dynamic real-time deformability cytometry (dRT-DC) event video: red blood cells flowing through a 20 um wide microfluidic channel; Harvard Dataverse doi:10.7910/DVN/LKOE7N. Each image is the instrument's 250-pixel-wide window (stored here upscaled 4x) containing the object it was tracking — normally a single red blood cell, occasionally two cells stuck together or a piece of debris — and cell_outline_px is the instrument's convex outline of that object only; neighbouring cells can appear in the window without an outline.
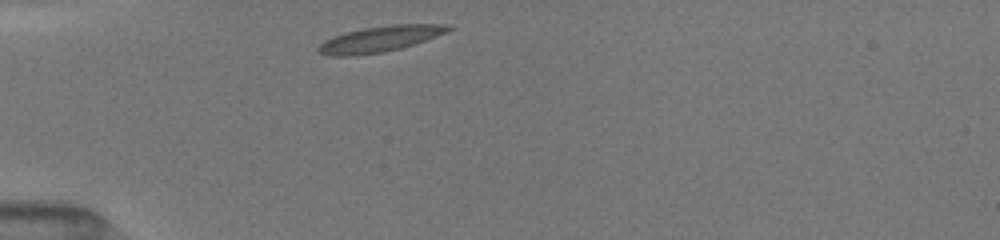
{"species": "common noctule bat (a hibernating species)", "species_latin": "Nyctalus noctula", "temperature_condition": "room temperature", "stored_images_in_passage": 45, "camera_frame_rate_fps": 3000, "um_per_image_px": 0.085, "animal": {"sex": "female", "body_mass_g": 19.5, "forearm_length_mm": 54.1}, "frame": {"image": 1, "passage_image": 1, "time_ms": 0.0, "image_size_px": [1000, 240], "cell_outline_px": [[452, 28], [436, 36], [400, 48], [384, 52], [356, 56], [328, 56], [320, 52], [316, 48], [324, 40], [332, 36], [344, 32], [364, 28], [392, 24], [440, 24]], "centroid_in_image_um": [32.18, 3.32], "position_along_channel_um": 52.8, "area_um2": 19.36}}
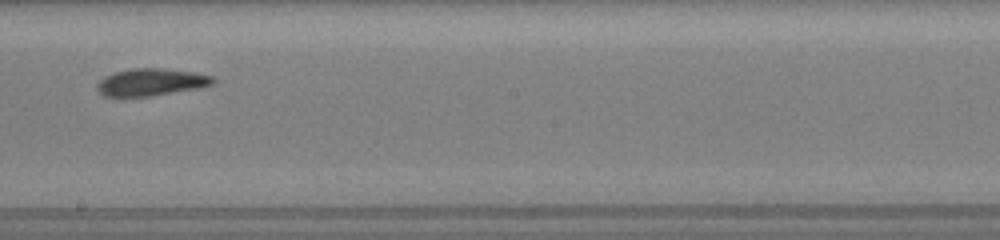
{"frame": {"image": 2, "passage_image": 16, "time_ms": 5.0, "image_size_px": [1000, 240], "cell_outline_px": [[216, 80], [212, 84], [204, 88], [124, 100], [104, 96], [96, 88], [96, 84], [104, 76], [112, 72], [132, 68], [164, 68], [196, 72], [212, 76]], "centroid_in_image_um": [12.8, 7.02], "position_along_channel_um": 235.4, "area_um2": 19.42}}
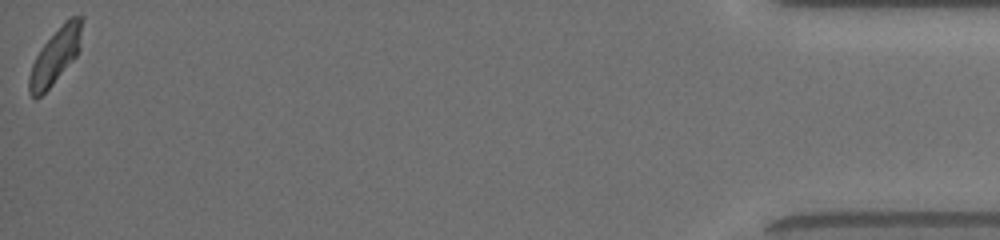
{"frame": {"image": 3, "passage_image": 44, "time_ms": 12.0, "image_size_px": [1000, 240], "cell_outline_px": [[80, 48], [76, 56], [52, 84], [36, 100], [28, 92], [28, 76], [32, 64], [40, 48], [64, 20], [72, 16], [80, 16]], "centroid_in_image_um": [4.65, 4.79], "position_along_channel_um": 430.6, "area_um2": 16.7}, "authors_computed_cell_mechanics": {"area_um2": 18.0914, "velocity_mm_per_s": 4.0143, "shape_relaxation_time_tau1_ms": 5.2749, "shape_relaxation_time_tau2_ms": 1.6113, "deformation_change_tau1": 0.1476, "deformation_change_tau2": 0.0474}}